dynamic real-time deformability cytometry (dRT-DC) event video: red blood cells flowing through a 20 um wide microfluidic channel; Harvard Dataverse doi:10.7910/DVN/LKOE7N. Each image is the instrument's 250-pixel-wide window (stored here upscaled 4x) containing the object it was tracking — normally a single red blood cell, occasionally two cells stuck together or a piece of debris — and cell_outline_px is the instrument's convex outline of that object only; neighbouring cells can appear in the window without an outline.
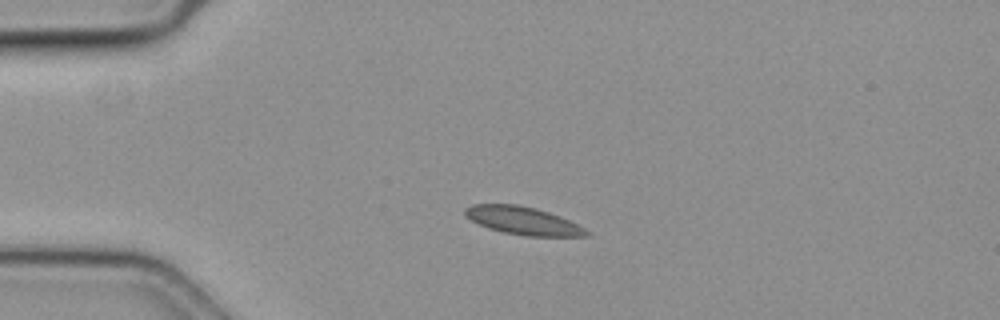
{"species": "common noctule bat (a hibernating species)", "species_latin": "Nyctalus noctula", "temperature_condition": "cold", "stored_images_in_passage": 32, "camera_frame_rate_fps": 3000, "um_per_image_px": 0.085, "animal": {"sex": "female", "body_mass_g": 19.3, "forearm_length_mm": 54.1}, "frame": {"image": 1, "passage_image": 1, "time_ms": 0.0, "image_size_px": [1000, 320], "cell_outline_px": [[592, 232], [588, 236], [528, 236], [504, 232], [488, 228], [464, 216], [464, 208], [472, 204], [516, 204], [536, 208], [560, 216]], "centroid_in_image_um": [44.45, 18.75], "position_along_channel_um": 40.6, "area_um2": 19.65}}
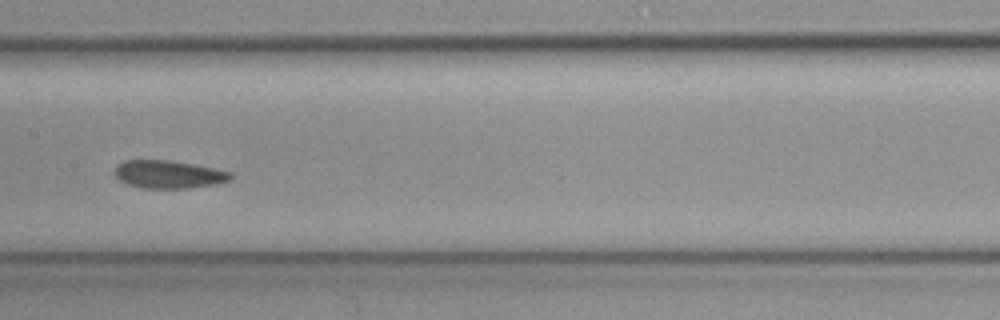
{"frame": {"image": 2, "passage_image": 16, "time_ms": 5.0, "image_size_px": [1000, 320], "cell_outline_px": [[236, 176], [232, 180], [216, 184], [188, 188], [140, 188], [128, 184], [120, 180], [112, 172], [116, 164], [124, 160], [172, 160], [216, 168], [232, 172]], "centroid_in_image_um": [14.36, 14.81], "position_along_channel_um": 193.0, "area_um2": 19.31}}
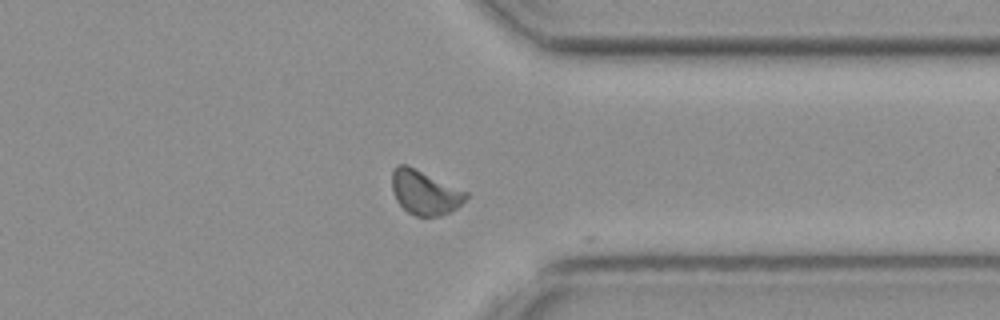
{"frame": {"image": 3, "passage_image": 31, "time_ms": 10.0, "image_size_px": [1000, 320], "cell_outline_px": [[468, 196], [456, 208], [440, 216], [416, 216], [408, 212], [396, 200], [392, 188], [392, 172], [396, 164], [408, 164], [468, 192]], "centroid_in_image_um": [36.09, 16.33], "position_along_channel_um": 375.3, "area_um2": 19.07}}